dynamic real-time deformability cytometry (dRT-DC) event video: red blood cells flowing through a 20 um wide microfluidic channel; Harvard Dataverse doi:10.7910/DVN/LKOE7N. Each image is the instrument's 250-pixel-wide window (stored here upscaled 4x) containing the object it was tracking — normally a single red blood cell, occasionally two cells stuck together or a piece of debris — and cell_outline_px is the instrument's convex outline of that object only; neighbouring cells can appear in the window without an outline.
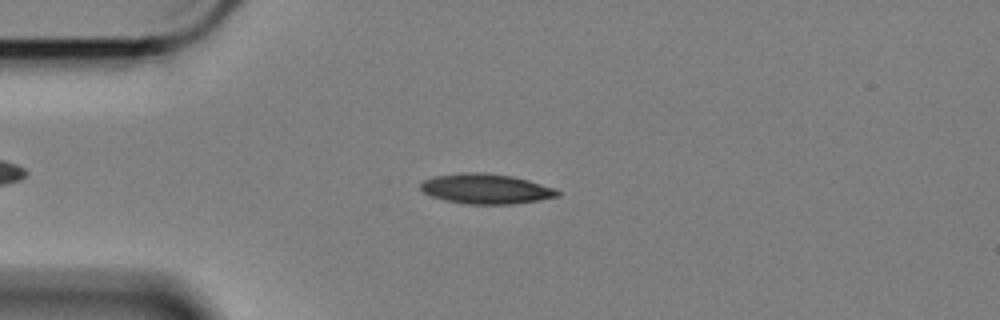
{"species": "Egyptian fruit bat (a non-hibernating species)", "species_latin": "Rousettus aegyptiacus", "temperature_condition": "cold", "stored_images_in_passage": 48, "camera_frame_rate_fps": 3000, "um_per_image_px": 0.085, "animal": {"sex": "female"}, "frame": {"image": 1, "passage_image": 3, "time_ms": 0.667, "image_size_px": [1000, 320], "cell_outline_px": [[560, 196], [512, 204], [468, 204], [444, 200], [432, 196], [424, 192], [420, 188], [420, 184], [424, 180], [436, 176], [464, 172], [484, 172], [512, 176], [528, 180], [552, 188], [560, 192]], "centroid_in_image_um": [41.28, 16.04], "position_along_channel_um": 43.7, "area_um2": 23.7}}
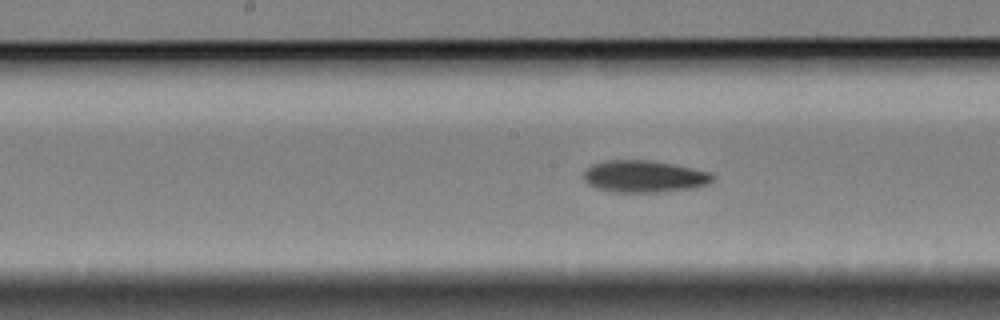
{"frame": {"image": 2, "passage_image": 18, "time_ms": 5.667, "image_size_px": [1000, 320], "cell_outline_px": [[716, 176], [708, 184], [696, 188], [664, 192], [612, 192], [596, 188], [588, 184], [584, 180], [584, 172], [592, 164], [604, 160], [652, 160], [692, 168], [708, 172]], "centroid_in_image_um": [54.76, 15.0], "position_along_channel_um": 193.4, "area_um2": 24.22}}
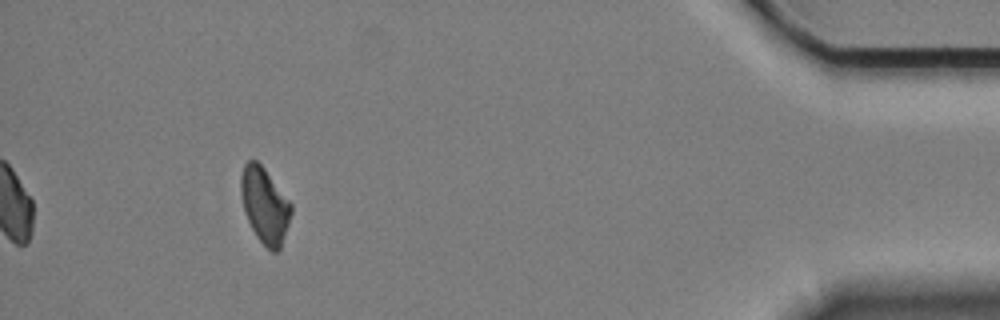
{"frame": {"image": 3, "passage_image": 43, "time_ms": 14.0, "image_size_px": [1000, 320], "cell_outline_px": [[292, 212], [280, 248], [276, 252], [272, 252], [256, 236], [244, 212], [240, 196], [240, 176], [244, 164], [248, 160], [256, 160], [264, 168], [292, 204]], "centroid_in_image_um": [22.48, 17.43], "position_along_channel_um": 412.7, "area_um2": 22.02}, "authors_computed_cell_mechanics": {"area_um2": 23.0622, "velocity_mm_per_s": 3.3555, "shape_relaxation_time_tau1_ms": 4.8838, "shape_relaxation_time_tau2_ms": null, "deformation_change_tau1": 0.1151, "deformation_change_tau2": null}}